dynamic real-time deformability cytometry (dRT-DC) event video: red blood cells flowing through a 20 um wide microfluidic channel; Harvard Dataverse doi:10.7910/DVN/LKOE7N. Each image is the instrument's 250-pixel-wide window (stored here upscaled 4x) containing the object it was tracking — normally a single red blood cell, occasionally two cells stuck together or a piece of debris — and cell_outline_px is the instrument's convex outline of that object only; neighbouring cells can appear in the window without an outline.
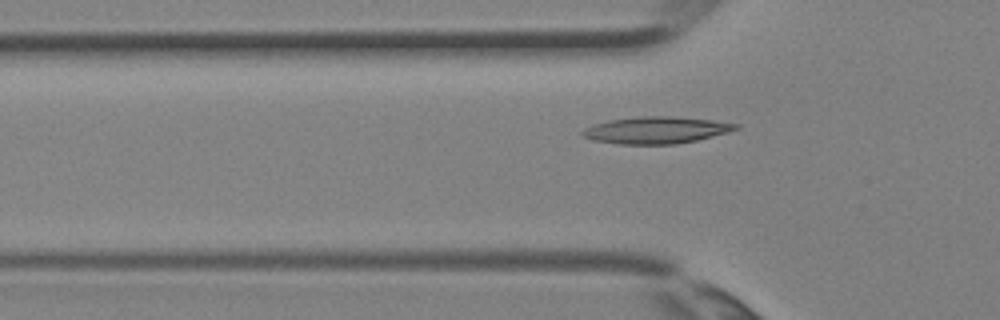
{"species": "Egyptian fruit bat (a non-hibernating species)", "species_latin": "Rousettus aegyptiacus", "temperature_condition": "room temperature", "stored_images_in_passage": 4, "camera_frame_rate_fps": 3000, "um_per_image_px": 0.085, "animal": {"sex": "female"}, "frame": {"image": 1, "passage_image": 4, "time_ms": 1.0, "image_size_px": [1000, 320], "cell_outline_px": [[740, 128], [728, 132], [696, 140], [676, 144], [620, 144], [592, 140], [584, 136], [580, 132], [584, 128], [608, 120], [640, 116], [668, 116], [712, 120], [740, 124]], "centroid_in_image_um": [55.77, 11.06], "position_along_channel_um": 70.0, "area_um2": 23.87}}